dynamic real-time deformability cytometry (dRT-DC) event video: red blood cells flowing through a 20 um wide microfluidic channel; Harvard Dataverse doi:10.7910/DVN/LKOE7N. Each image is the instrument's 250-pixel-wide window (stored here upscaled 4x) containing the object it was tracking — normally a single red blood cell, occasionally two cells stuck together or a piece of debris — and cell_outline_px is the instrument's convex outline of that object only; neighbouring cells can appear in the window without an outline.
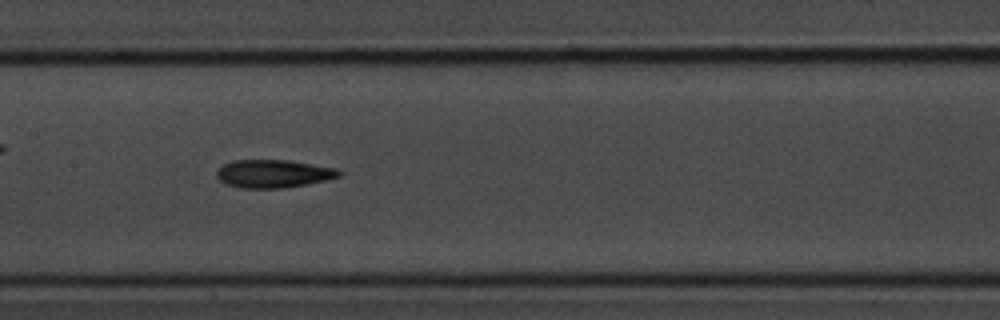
{"species": "common noctule bat (a hibernating species)", "species_latin": "Nyctalus noctula", "temperature_condition": "room temperature", "stored_images_in_passage": 31, "camera_frame_rate_fps": 3000, "um_per_image_px": 0.085, "animal": {"sex": "male", "body_mass_g": 20.1, "forearm_length_mm": 53.5}, "frame": {"image": 1, "passage_image": 18, "time_ms": 5.667, "image_size_px": [1000, 320], "cell_outline_px": [[344, 172], [340, 176], [308, 184], [284, 188], [240, 188], [224, 184], [216, 176], [216, 168], [232, 160], [288, 160], [336, 168]], "centroid_in_image_um": [23.2, 14.76], "position_along_channel_um": 184.2, "area_um2": 20.17}}